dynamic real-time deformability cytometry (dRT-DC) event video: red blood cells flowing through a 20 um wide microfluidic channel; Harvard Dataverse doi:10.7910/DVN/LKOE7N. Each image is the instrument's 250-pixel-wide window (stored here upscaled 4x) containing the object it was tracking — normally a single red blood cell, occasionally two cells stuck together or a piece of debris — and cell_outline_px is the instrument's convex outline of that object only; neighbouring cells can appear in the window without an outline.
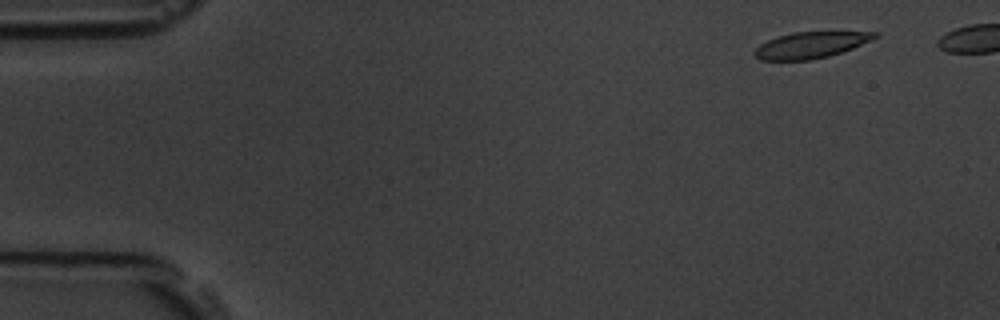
{"species": "common noctule bat (a hibernating species)", "species_latin": "Nyctalus noctula", "temperature_condition": "room temperature", "stored_images_in_passage": 46, "camera_frame_rate_fps": 3000, "um_per_image_px": 0.085, "animal": {"sex": "male", "body_mass_g": 19.5, "forearm_length_mm": 54.6}, "frame": {"image": 1, "passage_image": 1, "time_ms": 0.0, "image_size_px": [1000, 320], "cell_outline_px": [[880, 36], [852, 48], [828, 56], [812, 60], [760, 60], [752, 52], [760, 44], [776, 36], [792, 32], [880, 32]], "centroid_in_image_um": [68.89, 3.82], "position_along_channel_um": 16.1, "area_um2": 18.32}}
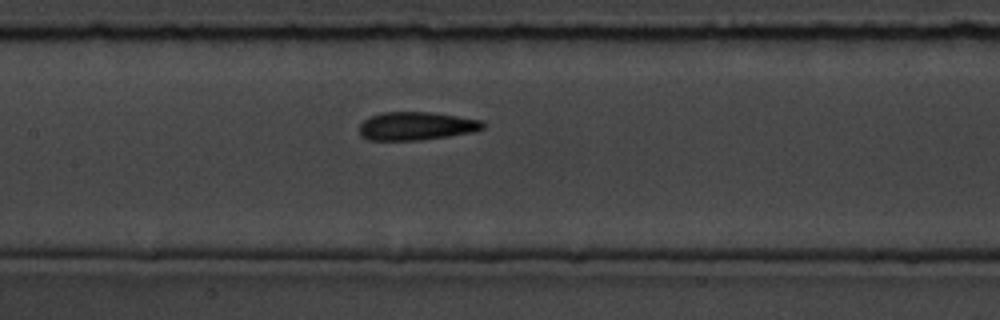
{"frame": {"image": 2, "passage_image": 23, "time_ms": 7.333, "image_size_px": [1000, 320], "cell_outline_px": [[484, 128], [472, 132], [448, 136], [420, 140], [368, 140], [360, 136], [360, 124], [368, 116], [380, 112], [432, 112], [480, 120], [484, 124]], "centroid_in_image_um": [35.33, 10.71], "position_along_channel_um": 172.1, "area_um2": 20.35}}
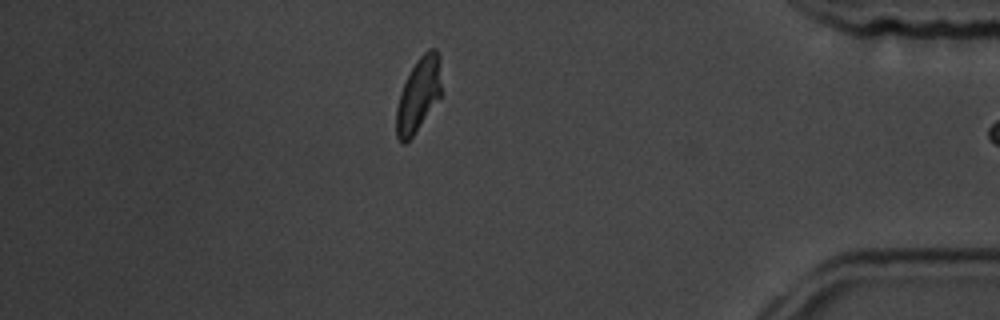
{"frame": {"image": 3, "passage_image": 45, "time_ms": 14.667, "image_size_px": [1000, 320], "cell_outline_px": [[440, 96], [412, 136], [404, 144], [400, 144], [396, 136], [396, 108], [400, 92], [412, 68], [420, 56], [428, 48], [436, 48], [440, 56]], "centroid_in_image_um": [35.55, 8.04], "position_along_channel_um": 399.7, "area_um2": 19.07}}